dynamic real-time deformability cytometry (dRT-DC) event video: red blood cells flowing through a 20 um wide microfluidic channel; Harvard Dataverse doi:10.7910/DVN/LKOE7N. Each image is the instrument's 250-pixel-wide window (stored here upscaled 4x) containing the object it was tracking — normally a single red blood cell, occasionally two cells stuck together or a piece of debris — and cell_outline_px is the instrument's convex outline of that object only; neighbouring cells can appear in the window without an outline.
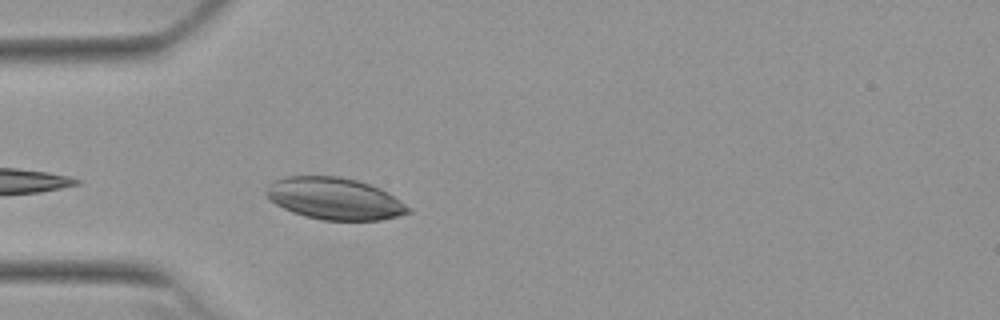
{"species": "Egyptian fruit bat (a non-hibernating species)", "species_latin": "Rousettus aegyptiacus", "temperature_condition": "warm", "stored_images_in_passage": 38, "camera_frame_rate_fps": 3000, "um_per_image_px": 0.085, "animal": {"sex": "female"}, "frame": {"image": 1, "passage_image": 2, "time_ms": 0.333, "image_size_px": [1000, 320], "cell_outline_px": [[412, 212], [380, 220], [320, 220], [304, 216], [292, 212], [276, 204], [264, 192], [268, 184], [276, 180], [288, 176], [340, 176], [356, 180], [380, 188], [388, 192], [412, 208]], "centroid_in_image_um": [28.45, 16.88], "position_along_channel_um": 56.5, "area_um2": 34.62}}
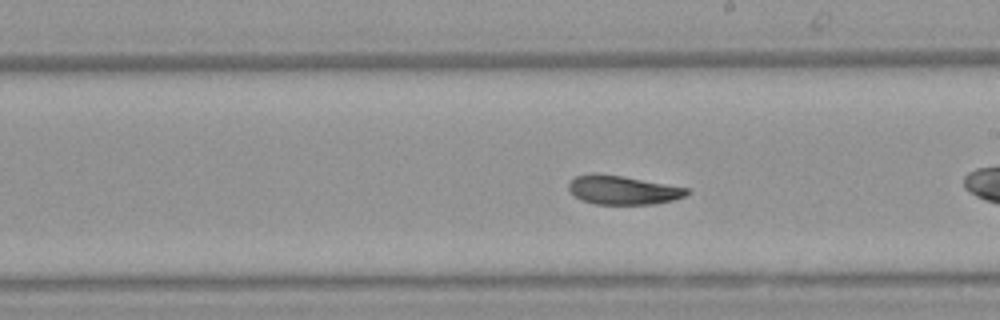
{"frame": {"image": 2, "passage_image": 14, "time_ms": 4.333, "image_size_px": [1000, 320], "cell_outline_px": [[692, 192], [684, 196], [672, 200], [652, 204], [596, 204], [580, 200], [568, 188], [568, 184], [576, 176], [592, 172], [596, 172], [624, 176], [688, 188]], "centroid_in_image_um": [52.93, 16.14], "position_along_channel_um": 236.1, "area_um2": 19.94}}
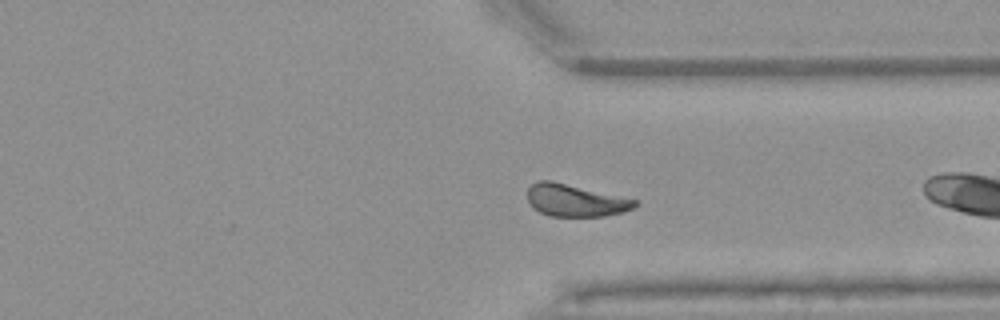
{"frame": {"image": 3, "passage_image": 24, "time_ms": 7.667, "image_size_px": [1000, 320], "cell_outline_px": [[640, 204], [636, 208], [624, 212], [604, 216], [548, 216], [532, 208], [528, 200], [528, 188], [536, 180], [552, 180], [636, 200]], "centroid_in_image_um": [48.9, 17.04], "position_along_channel_um": 362.5, "area_um2": 20.29}, "authors_computed_cell_mechanics": {"area_um2": 20.5479, "velocity_mm_per_s": 3.7793, "shape_relaxation_time_tau1_ms": 6.6315, "shape_relaxation_time_tau2_ms": 1.3155, "deformation_change_tau1": 0.1665, "deformation_change_tau2": 0.0615}}